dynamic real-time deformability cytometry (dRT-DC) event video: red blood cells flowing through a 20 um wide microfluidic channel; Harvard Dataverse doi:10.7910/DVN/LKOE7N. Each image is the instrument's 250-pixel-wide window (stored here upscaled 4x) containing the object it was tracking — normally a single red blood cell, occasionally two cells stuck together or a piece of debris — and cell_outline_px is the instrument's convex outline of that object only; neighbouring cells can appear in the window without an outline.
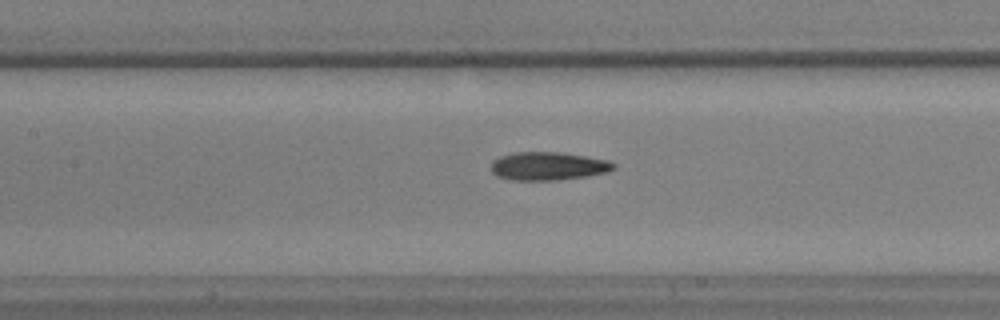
{"species": "common noctule bat (a hibernating species)", "species_latin": "Nyctalus noctula", "temperature_condition": "warm", "stored_images_in_passage": 36, "camera_frame_rate_fps": 3000, "um_per_image_px": 0.085, "animal": {"sex": "male", "body_mass_g": 17.9, "forearm_length_mm": 54.2}, "frame": {"image": 1, "passage_image": 12, "time_ms": 3.667, "image_size_px": [1000, 320], "cell_outline_px": [[616, 168], [604, 172], [584, 176], [556, 180], [512, 180], [496, 176], [492, 172], [492, 160], [500, 156], [516, 152], [560, 152], [608, 160], [616, 164]], "centroid_in_image_um": [46.56, 14.11], "position_along_channel_um": 160.8, "area_um2": 20.0}}
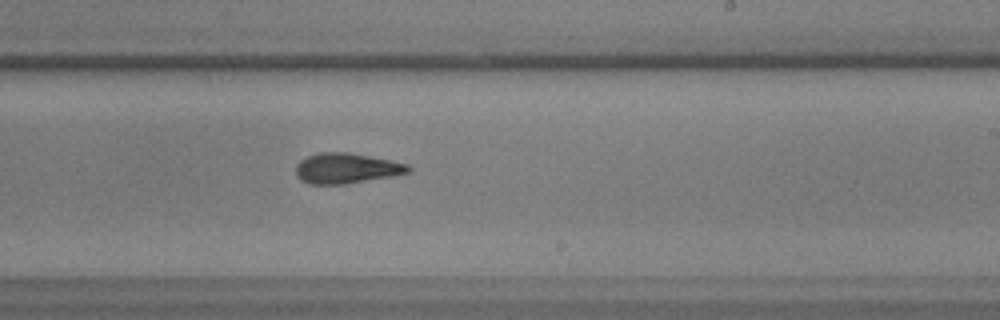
{"frame": {"image": 2, "passage_image": 19, "time_ms": 6.0, "image_size_px": [1000, 320], "cell_outline_px": [[412, 172], [392, 176], [348, 184], [308, 184], [300, 180], [296, 176], [296, 164], [300, 160], [308, 156], [320, 152], [348, 152], [408, 164], [412, 168]], "centroid_in_image_um": [29.43, 14.32], "position_along_channel_um": 259.6, "area_um2": 20.0}}
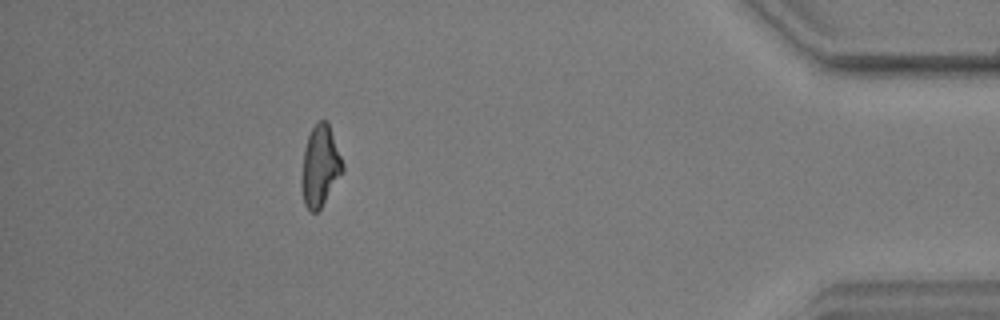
{"frame": {"image": 3, "passage_image": 33, "time_ms": 10.667, "image_size_px": [1000, 320], "cell_outline_px": [[344, 172], [320, 208], [316, 212], [312, 212], [304, 204], [300, 188], [300, 180], [304, 148], [308, 136], [316, 120], [328, 120], [344, 164]], "centroid_in_image_um": [27.2, 14.09], "position_along_channel_um": 408.0, "area_um2": 19.77}}